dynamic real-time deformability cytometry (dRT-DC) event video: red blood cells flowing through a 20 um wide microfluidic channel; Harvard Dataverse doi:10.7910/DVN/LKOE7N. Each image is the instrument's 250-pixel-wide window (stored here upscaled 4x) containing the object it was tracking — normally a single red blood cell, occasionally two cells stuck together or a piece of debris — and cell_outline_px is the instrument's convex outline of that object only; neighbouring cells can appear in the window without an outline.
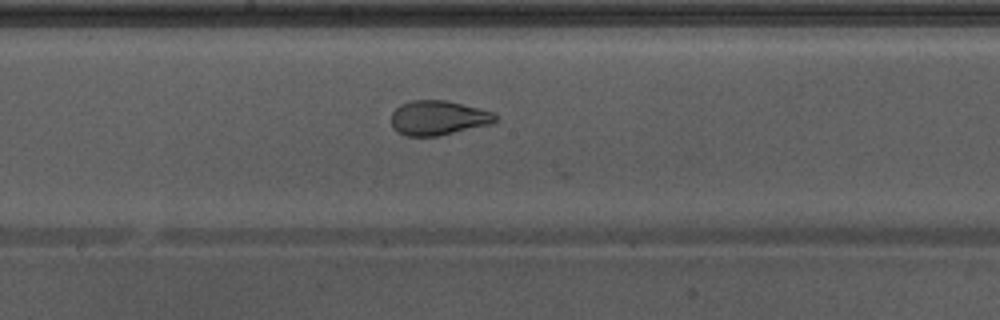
{"species": "Egyptian fruit bat (a non-hibernating species)", "species_latin": "Rousettus aegyptiacus", "temperature_condition": "warm", "stored_images_in_passage": 17, "camera_frame_rate_fps": 3000, "um_per_image_px": 0.085, "animal": {"sex": "male"}, "frame": {"image": 1, "passage_image": 12, "time_ms": 3.667, "image_size_px": [1000, 320], "cell_outline_px": [[496, 120], [488, 124], [436, 136], [404, 136], [396, 132], [392, 124], [392, 112], [400, 104], [412, 100], [448, 100], [492, 112], [496, 116]], "centroid_in_image_um": [37.18, 10.01], "position_along_channel_um": 211.0, "area_um2": 20.69}}